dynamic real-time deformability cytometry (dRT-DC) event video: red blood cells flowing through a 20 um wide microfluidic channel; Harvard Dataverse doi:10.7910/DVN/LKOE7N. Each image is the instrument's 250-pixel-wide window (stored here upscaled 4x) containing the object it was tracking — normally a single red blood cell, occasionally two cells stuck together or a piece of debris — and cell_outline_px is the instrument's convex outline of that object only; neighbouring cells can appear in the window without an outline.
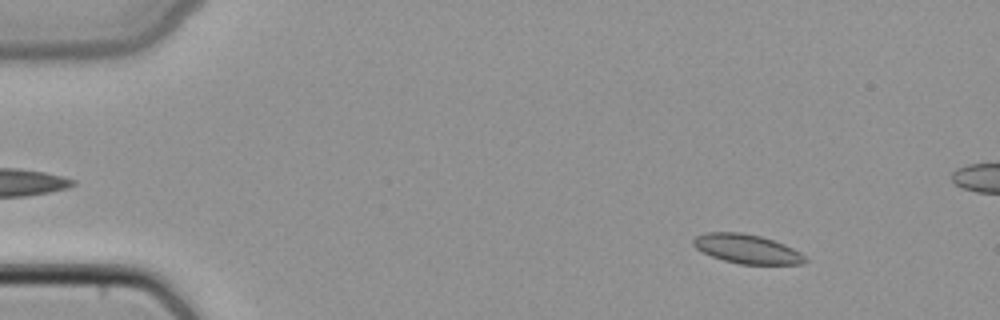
{"species": "common noctule bat (a hibernating species)", "species_latin": "Nyctalus noctula", "temperature_condition": "cold", "stored_images_in_passage": 49, "camera_frame_rate_fps": 3000, "um_per_image_px": 0.085, "animal": {"sex": "female", "body_mass_g": 22.7, "forearm_length_mm": 54.2}, "frame": {"image": 1, "passage_image": 6, "time_ms": 1.667, "image_size_px": [1000, 320], "cell_outline_px": [[808, 260], [800, 264], [740, 264], [724, 260], [712, 256], [696, 248], [692, 244], [692, 240], [696, 236], [708, 232], [740, 232], [760, 236], [784, 244], [800, 252]], "centroid_in_image_um": [63.48, 21.15], "position_along_channel_um": 21.5, "area_um2": 18.79}}
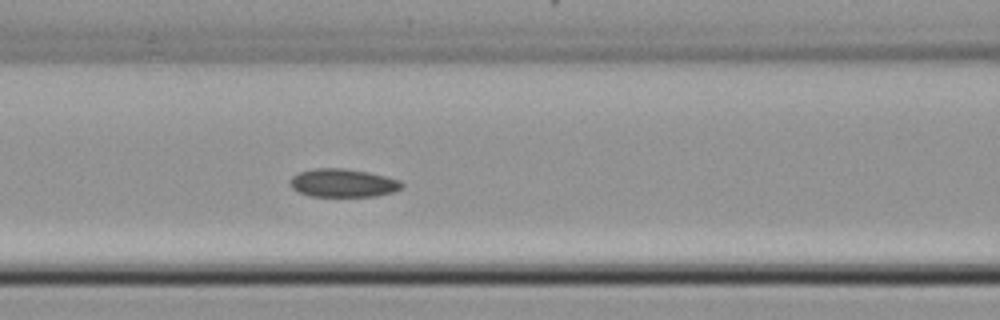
{"frame": {"image": 2, "passage_image": 21, "time_ms": 6.667, "image_size_px": [1000, 320], "cell_outline_px": [[404, 184], [400, 188], [392, 192], [376, 196], [312, 196], [300, 192], [292, 188], [288, 184], [288, 180], [296, 172], [312, 168], [344, 168], [368, 172], [400, 180]], "centroid_in_image_um": [29.09, 15.54], "position_along_channel_um": 137.5, "area_um2": 18.5}}
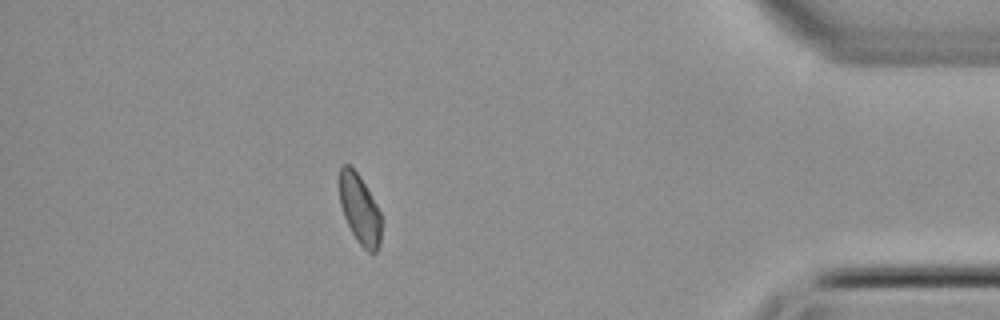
{"frame": {"image": 3, "passage_image": 43, "time_ms": 14.0, "image_size_px": [1000, 320], "cell_outline_px": [[380, 244], [376, 252], [368, 252], [356, 240], [344, 216], [340, 204], [340, 164], [348, 164], [360, 176], [376, 204], [380, 212]], "centroid_in_image_um": [30.57, 17.78], "position_along_channel_um": 404.6, "area_um2": 16.7}}